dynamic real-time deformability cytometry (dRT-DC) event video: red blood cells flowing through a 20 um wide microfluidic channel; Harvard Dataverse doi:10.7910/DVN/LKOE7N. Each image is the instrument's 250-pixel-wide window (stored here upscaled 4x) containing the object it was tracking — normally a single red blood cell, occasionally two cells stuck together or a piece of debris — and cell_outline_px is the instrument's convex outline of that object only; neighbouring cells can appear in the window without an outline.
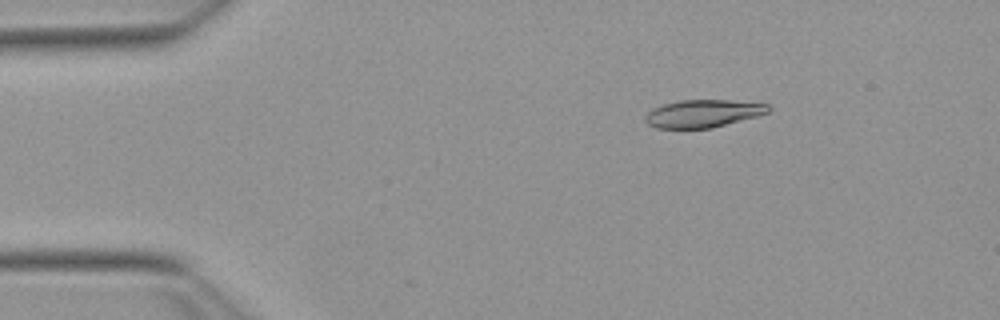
{"species": "Egyptian fruit bat (a non-hibernating species)", "species_latin": "Rousettus aegyptiacus", "temperature_condition": "warm", "stored_images_in_passage": 10, "camera_frame_rate_fps": 3000, "um_per_image_px": 0.085, "animal": {"sex": "female"}, "frame": {"image": 1, "passage_image": 8, "time_ms": 2.333, "image_size_px": [1000, 320], "cell_outline_px": [[772, 108], [768, 112], [756, 116], [712, 128], [656, 128], [648, 124], [644, 120], [644, 116], [652, 108], [664, 104], [680, 100], [728, 100], [768, 104]], "centroid_in_image_um": [59.73, 9.65], "position_along_channel_um": 25.3, "area_um2": 19.77}}